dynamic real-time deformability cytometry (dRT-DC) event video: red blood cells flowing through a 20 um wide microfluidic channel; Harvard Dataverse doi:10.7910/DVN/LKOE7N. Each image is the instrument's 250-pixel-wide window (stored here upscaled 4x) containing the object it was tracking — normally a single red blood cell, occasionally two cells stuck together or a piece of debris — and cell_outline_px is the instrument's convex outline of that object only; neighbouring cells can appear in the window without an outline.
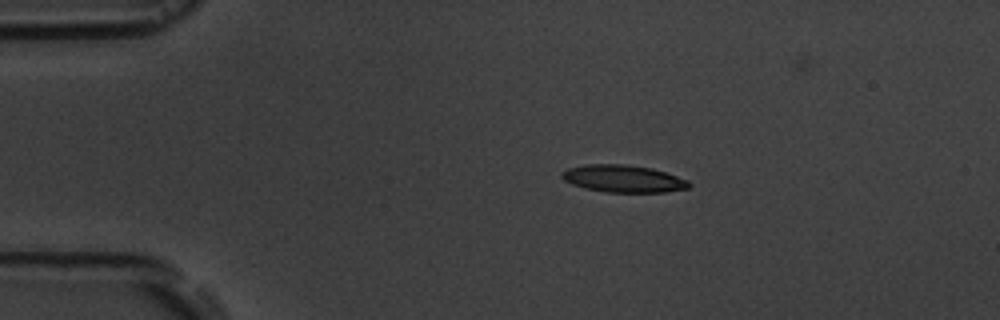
{"species": "common noctule bat (a hibernating species)", "species_latin": "Nyctalus noctula", "temperature_condition": "room temperature", "stored_images_in_passage": 2, "camera_frame_rate_fps": 3000, "um_per_image_px": 0.085, "animal": {"sex": "male", "body_mass_g": 19.5, "forearm_length_mm": 54.6}, "frame": {"image": 1, "passage_image": 1, "time_ms": 0.0, "image_size_px": [1000, 320], "cell_outline_px": [[692, 184], [688, 188], [664, 192], [604, 192], [584, 188], [572, 184], [564, 180], [560, 176], [560, 172], [568, 168], [588, 164], [628, 164], [652, 168], [688, 180]], "centroid_in_image_um": [52.95, 15.18], "position_along_channel_um": 32.0, "area_um2": 20.29}}